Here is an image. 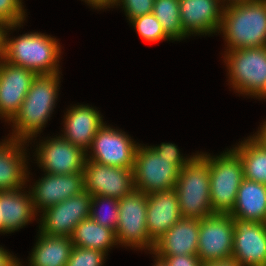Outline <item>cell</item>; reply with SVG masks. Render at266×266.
<instances>
[{
  "label": "cell",
  "instance_id": "cell-1",
  "mask_svg": "<svg viewBox=\"0 0 266 266\" xmlns=\"http://www.w3.org/2000/svg\"><path fill=\"white\" fill-rule=\"evenodd\" d=\"M61 74H40L34 78L19 112L9 122V125L13 124L9 138L28 143L33 138L37 140L56 108Z\"/></svg>",
  "mask_w": 266,
  "mask_h": 266
},
{
  "label": "cell",
  "instance_id": "cell-2",
  "mask_svg": "<svg viewBox=\"0 0 266 266\" xmlns=\"http://www.w3.org/2000/svg\"><path fill=\"white\" fill-rule=\"evenodd\" d=\"M23 24L6 26L1 58L11 65L34 71L37 75L61 73L58 39L41 32H30L9 38V32ZM12 30V31H11Z\"/></svg>",
  "mask_w": 266,
  "mask_h": 266
},
{
  "label": "cell",
  "instance_id": "cell-3",
  "mask_svg": "<svg viewBox=\"0 0 266 266\" xmlns=\"http://www.w3.org/2000/svg\"><path fill=\"white\" fill-rule=\"evenodd\" d=\"M219 33L225 51L266 46V0L225 7Z\"/></svg>",
  "mask_w": 266,
  "mask_h": 266
},
{
  "label": "cell",
  "instance_id": "cell-4",
  "mask_svg": "<svg viewBox=\"0 0 266 266\" xmlns=\"http://www.w3.org/2000/svg\"><path fill=\"white\" fill-rule=\"evenodd\" d=\"M175 191L182 218L201 220L214 214L210 201L208 160L198 151L180 170Z\"/></svg>",
  "mask_w": 266,
  "mask_h": 266
},
{
  "label": "cell",
  "instance_id": "cell-5",
  "mask_svg": "<svg viewBox=\"0 0 266 266\" xmlns=\"http://www.w3.org/2000/svg\"><path fill=\"white\" fill-rule=\"evenodd\" d=\"M195 155L186 158H166L150 147L139 144L133 167L134 189L146 195L175 188L180 170Z\"/></svg>",
  "mask_w": 266,
  "mask_h": 266
},
{
  "label": "cell",
  "instance_id": "cell-6",
  "mask_svg": "<svg viewBox=\"0 0 266 266\" xmlns=\"http://www.w3.org/2000/svg\"><path fill=\"white\" fill-rule=\"evenodd\" d=\"M230 88L259 99L266 92V46L224 51Z\"/></svg>",
  "mask_w": 266,
  "mask_h": 266
},
{
  "label": "cell",
  "instance_id": "cell-7",
  "mask_svg": "<svg viewBox=\"0 0 266 266\" xmlns=\"http://www.w3.org/2000/svg\"><path fill=\"white\" fill-rule=\"evenodd\" d=\"M200 153L208 160L211 208L214 213L229 214L244 180L241 159L231 148L215 156Z\"/></svg>",
  "mask_w": 266,
  "mask_h": 266
},
{
  "label": "cell",
  "instance_id": "cell-8",
  "mask_svg": "<svg viewBox=\"0 0 266 266\" xmlns=\"http://www.w3.org/2000/svg\"><path fill=\"white\" fill-rule=\"evenodd\" d=\"M147 195L133 190L119 199L118 226L115 230L119 245L132 250H148L151 253L155 243L149 238L146 224Z\"/></svg>",
  "mask_w": 266,
  "mask_h": 266
},
{
  "label": "cell",
  "instance_id": "cell-9",
  "mask_svg": "<svg viewBox=\"0 0 266 266\" xmlns=\"http://www.w3.org/2000/svg\"><path fill=\"white\" fill-rule=\"evenodd\" d=\"M138 145L123 130L104 123L95 134L86 159L113 167L133 168Z\"/></svg>",
  "mask_w": 266,
  "mask_h": 266
},
{
  "label": "cell",
  "instance_id": "cell-10",
  "mask_svg": "<svg viewBox=\"0 0 266 266\" xmlns=\"http://www.w3.org/2000/svg\"><path fill=\"white\" fill-rule=\"evenodd\" d=\"M92 195L87 191L40 211L39 231L49 236L71 237L75 227L90 218Z\"/></svg>",
  "mask_w": 266,
  "mask_h": 266
},
{
  "label": "cell",
  "instance_id": "cell-11",
  "mask_svg": "<svg viewBox=\"0 0 266 266\" xmlns=\"http://www.w3.org/2000/svg\"><path fill=\"white\" fill-rule=\"evenodd\" d=\"M233 236L230 214L214 213L199 220L198 257L203 263L232 257Z\"/></svg>",
  "mask_w": 266,
  "mask_h": 266
},
{
  "label": "cell",
  "instance_id": "cell-12",
  "mask_svg": "<svg viewBox=\"0 0 266 266\" xmlns=\"http://www.w3.org/2000/svg\"><path fill=\"white\" fill-rule=\"evenodd\" d=\"M45 140V141H44ZM40 140L34 155L39 168L51 174H75L84 172L86 152L60 135Z\"/></svg>",
  "mask_w": 266,
  "mask_h": 266
},
{
  "label": "cell",
  "instance_id": "cell-13",
  "mask_svg": "<svg viewBox=\"0 0 266 266\" xmlns=\"http://www.w3.org/2000/svg\"><path fill=\"white\" fill-rule=\"evenodd\" d=\"M85 191L92 196L122 199L134 189L133 168H119L87 160L84 166Z\"/></svg>",
  "mask_w": 266,
  "mask_h": 266
},
{
  "label": "cell",
  "instance_id": "cell-14",
  "mask_svg": "<svg viewBox=\"0 0 266 266\" xmlns=\"http://www.w3.org/2000/svg\"><path fill=\"white\" fill-rule=\"evenodd\" d=\"M31 186V187H30ZM29 186L34 209L40 210L85 191L84 172L75 174L44 173L39 180ZM31 188V190H30Z\"/></svg>",
  "mask_w": 266,
  "mask_h": 266
},
{
  "label": "cell",
  "instance_id": "cell-15",
  "mask_svg": "<svg viewBox=\"0 0 266 266\" xmlns=\"http://www.w3.org/2000/svg\"><path fill=\"white\" fill-rule=\"evenodd\" d=\"M37 74L9 64L0 57V120L9 123L19 112Z\"/></svg>",
  "mask_w": 266,
  "mask_h": 266
},
{
  "label": "cell",
  "instance_id": "cell-16",
  "mask_svg": "<svg viewBox=\"0 0 266 266\" xmlns=\"http://www.w3.org/2000/svg\"><path fill=\"white\" fill-rule=\"evenodd\" d=\"M232 257L241 266H266V223L233 218Z\"/></svg>",
  "mask_w": 266,
  "mask_h": 266
},
{
  "label": "cell",
  "instance_id": "cell-17",
  "mask_svg": "<svg viewBox=\"0 0 266 266\" xmlns=\"http://www.w3.org/2000/svg\"><path fill=\"white\" fill-rule=\"evenodd\" d=\"M179 9L187 37L218 33L224 10L220 0H179Z\"/></svg>",
  "mask_w": 266,
  "mask_h": 266
},
{
  "label": "cell",
  "instance_id": "cell-18",
  "mask_svg": "<svg viewBox=\"0 0 266 266\" xmlns=\"http://www.w3.org/2000/svg\"><path fill=\"white\" fill-rule=\"evenodd\" d=\"M27 143L9 137L0 142V191L21 189L30 182Z\"/></svg>",
  "mask_w": 266,
  "mask_h": 266
},
{
  "label": "cell",
  "instance_id": "cell-19",
  "mask_svg": "<svg viewBox=\"0 0 266 266\" xmlns=\"http://www.w3.org/2000/svg\"><path fill=\"white\" fill-rule=\"evenodd\" d=\"M102 116L97 108L88 104L70 106L64 115L63 133L60 136L87 152L95 134L106 123Z\"/></svg>",
  "mask_w": 266,
  "mask_h": 266
},
{
  "label": "cell",
  "instance_id": "cell-20",
  "mask_svg": "<svg viewBox=\"0 0 266 266\" xmlns=\"http://www.w3.org/2000/svg\"><path fill=\"white\" fill-rule=\"evenodd\" d=\"M146 216L148 236L155 243L182 218L175 188L148 194Z\"/></svg>",
  "mask_w": 266,
  "mask_h": 266
},
{
  "label": "cell",
  "instance_id": "cell-21",
  "mask_svg": "<svg viewBox=\"0 0 266 266\" xmlns=\"http://www.w3.org/2000/svg\"><path fill=\"white\" fill-rule=\"evenodd\" d=\"M199 220L181 218L154 245L155 256L197 255Z\"/></svg>",
  "mask_w": 266,
  "mask_h": 266
},
{
  "label": "cell",
  "instance_id": "cell-22",
  "mask_svg": "<svg viewBox=\"0 0 266 266\" xmlns=\"http://www.w3.org/2000/svg\"><path fill=\"white\" fill-rule=\"evenodd\" d=\"M25 188L0 191V211L6 234L19 231L39 216L34 209L31 193Z\"/></svg>",
  "mask_w": 266,
  "mask_h": 266
},
{
  "label": "cell",
  "instance_id": "cell-23",
  "mask_svg": "<svg viewBox=\"0 0 266 266\" xmlns=\"http://www.w3.org/2000/svg\"><path fill=\"white\" fill-rule=\"evenodd\" d=\"M229 214L232 218L266 223V184L244 178Z\"/></svg>",
  "mask_w": 266,
  "mask_h": 266
},
{
  "label": "cell",
  "instance_id": "cell-24",
  "mask_svg": "<svg viewBox=\"0 0 266 266\" xmlns=\"http://www.w3.org/2000/svg\"><path fill=\"white\" fill-rule=\"evenodd\" d=\"M37 241L28 257V266H66L73 243L71 237L49 236L37 232ZM20 266H23L20 261Z\"/></svg>",
  "mask_w": 266,
  "mask_h": 266
},
{
  "label": "cell",
  "instance_id": "cell-25",
  "mask_svg": "<svg viewBox=\"0 0 266 266\" xmlns=\"http://www.w3.org/2000/svg\"><path fill=\"white\" fill-rule=\"evenodd\" d=\"M232 150L241 159L244 178L266 184V145L253 134Z\"/></svg>",
  "mask_w": 266,
  "mask_h": 266
},
{
  "label": "cell",
  "instance_id": "cell-26",
  "mask_svg": "<svg viewBox=\"0 0 266 266\" xmlns=\"http://www.w3.org/2000/svg\"><path fill=\"white\" fill-rule=\"evenodd\" d=\"M73 246L102 251L108 255L109 249L118 245L115 230L101 226L91 218L82 220L71 235Z\"/></svg>",
  "mask_w": 266,
  "mask_h": 266
},
{
  "label": "cell",
  "instance_id": "cell-27",
  "mask_svg": "<svg viewBox=\"0 0 266 266\" xmlns=\"http://www.w3.org/2000/svg\"><path fill=\"white\" fill-rule=\"evenodd\" d=\"M152 13L161 23L165 34L172 41H181L188 38L183 32L179 0H155Z\"/></svg>",
  "mask_w": 266,
  "mask_h": 266
},
{
  "label": "cell",
  "instance_id": "cell-28",
  "mask_svg": "<svg viewBox=\"0 0 266 266\" xmlns=\"http://www.w3.org/2000/svg\"><path fill=\"white\" fill-rule=\"evenodd\" d=\"M119 200L107 196H92L90 218L101 226L116 230L119 218Z\"/></svg>",
  "mask_w": 266,
  "mask_h": 266
},
{
  "label": "cell",
  "instance_id": "cell-29",
  "mask_svg": "<svg viewBox=\"0 0 266 266\" xmlns=\"http://www.w3.org/2000/svg\"><path fill=\"white\" fill-rule=\"evenodd\" d=\"M129 23L134 27L138 35L145 41H171V39L163 31L161 23L157 20L153 13L131 19Z\"/></svg>",
  "mask_w": 266,
  "mask_h": 266
},
{
  "label": "cell",
  "instance_id": "cell-30",
  "mask_svg": "<svg viewBox=\"0 0 266 266\" xmlns=\"http://www.w3.org/2000/svg\"><path fill=\"white\" fill-rule=\"evenodd\" d=\"M106 256L99 250L74 246L66 266H104Z\"/></svg>",
  "mask_w": 266,
  "mask_h": 266
},
{
  "label": "cell",
  "instance_id": "cell-31",
  "mask_svg": "<svg viewBox=\"0 0 266 266\" xmlns=\"http://www.w3.org/2000/svg\"><path fill=\"white\" fill-rule=\"evenodd\" d=\"M23 0H0V21L6 26L23 24L26 18Z\"/></svg>",
  "mask_w": 266,
  "mask_h": 266
},
{
  "label": "cell",
  "instance_id": "cell-32",
  "mask_svg": "<svg viewBox=\"0 0 266 266\" xmlns=\"http://www.w3.org/2000/svg\"><path fill=\"white\" fill-rule=\"evenodd\" d=\"M155 0H113L107 8L121 6L128 22L131 19L152 13Z\"/></svg>",
  "mask_w": 266,
  "mask_h": 266
},
{
  "label": "cell",
  "instance_id": "cell-33",
  "mask_svg": "<svg viewBox=\"0 0 266 266\" xmlns=\"http://www.w3.org/2000/svg\"><path fill=\"white\" fill-rule=\"evenodd\" d=\"M167 266H202L198 255L156 256Z\"/></svg>",
  "mask_w": 266,
  "mask_h": 266
},
{
  "label": "cell",
  "instance_id": "cell-34",
  "mask_svg": "<svg viewBox=\"0 0 266 266\" xmlns=\"http://www.w3.org/2000/svg\"><path fill=\"white\" fill-rule=\"evenodd\" d=\"M158 155L159 157H166V158H185L178 148L177 145L174 143H166L162 142L160 145L157 146H150Z\"/></svg>",
  "mask_w": 266,
  "mask_h": 266
},
{
  "label": "cell",
  "instance_id": "cell-35",
  "mask_svg": "<svg viewBox=\"0 0 266 266\" xmlns=\"http://www.w3.org/2000/svg\"><path fill=\"white\" fill-rule=\"evenodd\" d=\"M0 266H20V259L0 246Z\"/></svg>",
  "mask_w": 266,
  "mask_h": 266
},
{
  "label": "cell",
  "instance_id": "cell-36",
  "mask_svg": "<svg viewBox=\"0 0 266 266\" xmlns=\"http://www.w3.org/2000/svg\"><path fill=\"white\" fill-rule=\"evenodd\" d=\"M202 266H241L233 257L202 263Z\"/></svg>",
  "mask_w": 266,
  "mask_h": 266
},
{
  "label": "cell",
  "instance_id": "cell-37",
  "mask_svg": "<svg viewBox=\"0 0 266 266\" xmlns=\"http://www.w3.org/2000/svg\"><path fill=\"white\" fill-rule=\"evenodd\" d=\"M260 125V128L254 134L266 145V121Z\"/></svg>",
  "mask_w": 266,
  "mask_h": 266
},
{
  "label": "cell",
  "instance_id": "cell-38",
  "mask_svg": "<svg viewBox=\"0 0 266 266\" xmlns=\"http://www.w3.org/2000/svg\"><path fill=\"white\" fill-rule=\"evenodd\" d=\"M222 3V6L225 8L227 6L236 5V4H244L249 3L254 0H220Z\"/></svg>",
  "mask_w": 266,
  "mask_h": 266
},
{
  "label": "cell",
  "instance_id": "cell-39",
  "mask_svg": "<svg viewBox=\"0 0 266 266\" xmlns=\"http://www.w3.org/2000/svg\"><path fill=\"white\" fill-rule=\"evenodd\" d=\"M6 25L0 21V57L3 53V40H4V31Z\"/></svg>",
  "mask_w": 266,
  "mask_h": 266
},
{
  "label": "cell",
  "instance_id": "cell-40",
  "mask_svg": "<svg viewBox=\"0 0 266 266\" xmlns=\"http://www.w3.org/2000/svg\"><path fill=\"white\" fill-rule=\"evenodd\" d=\"M113 0H98V9H107Z\"/></svg>",
  "mask_w": 266,
  "mask_h": 266
},
{
  "label": "cell",
  "instance_id": "cell-41",
  "mask_svg": "<svg viewBox=\"0 0 266 266\" xmlns=\"http://www.w3.org/2000/svg\"><path fill=\"white\" fill-rule=\"evenodd\" d=\"M84 1L88 6L91 8H95V10H98V0H81Z\"/></svg>",
  "mask_w": 266,
  "mask_h": 266
},
{
  "label": "cell",
  "instance_id": "cell-42",
  "mask_svg": "<svg viewBox=\"0 0 266 266\" xmlns=\"http://www.w3.org/2000/svg\"><path fill=\"white\" fill-rule=\"evenodd\" d=\"M153 257H154L153 266H167L161 259L157 258L155 255Z\"/></svg>",
  "mask_w": 266,
  "mask_h": 266
},
{
  "label": "cell",
  "instance_id": "cell-43",
  "mask_svg": "<svg viewBox=\"0 0 266 266\" xmlns=\"http://www.w3.org/2000/svg\"><path fill=\"white\" fill-rule=\"evenodd\" d=\"M5 234V224L0 211V234Z\"/></svg>",
  "mask_w": 266,
  "mask_h": 266
},
{
  "label": "cell",
  "instance_id": "cell-44",
  "mask_svg": "<svg viewBox=\"0 0 266 266\" xmlns=\"http://www.w3.org/2000/svg\"><path fill=\"white\" fill-rule=\"evenodd\" d=\"M261 99H266V92L259 98V100Z\"/></svg>",
  "mask_w": 266,
  "mask_h": 266
}]
</instances>
